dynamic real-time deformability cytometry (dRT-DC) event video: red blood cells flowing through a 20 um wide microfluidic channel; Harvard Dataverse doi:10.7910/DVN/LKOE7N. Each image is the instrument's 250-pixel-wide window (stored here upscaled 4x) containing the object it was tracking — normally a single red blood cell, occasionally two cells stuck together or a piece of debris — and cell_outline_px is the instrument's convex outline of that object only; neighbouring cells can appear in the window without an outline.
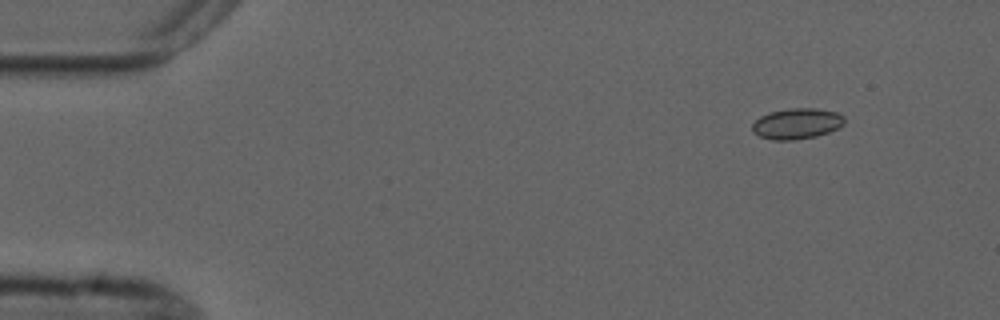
{"species": "common noctule bat (a hibernating species)", "species_latin": "Nyctalus noctula", "temperature_condition": "cold", "stored_images_in_passage": 4, "camera_frame_rate_fps": 3000, "um_per_image_px": 0.085, "animal": {"sex": "male", "forearm_length_mm": 52.5}, "frame": {"image": 1, "passage_image": 1, "time_ms": 0.0, "image_size_px": [1000, 320], "cell_outline_px": [[844, 124], [840, 128], [816, 136], [792, 140], [772, 140], [760, 136], [752, 132], [752, 124], [760, 116], [768, 112], [788, 108], [816, 108], [836, 112], [844, 116]], "centroid_in_image_um": [67.72, 10.5], "position_along_channel_um": 17.3, "area_um2": 16.65}}
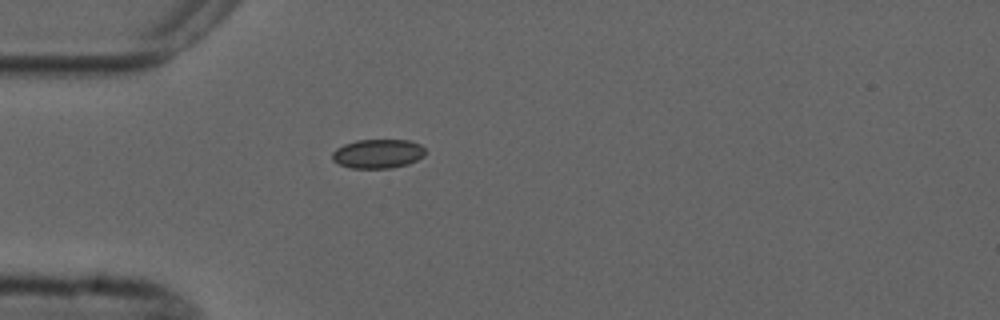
{"frame": {"image": 2, "passage_image": 4, "time_ms": 3.333, "image_size_px": [1000, 320], "cell_outline_px": [[424, 156], [408, 164], [392, 168], [352, 168], [340, 164], [332, 160], [332, 152], [336, 148], [344, 144], [356, 140], [408, 140], [420, 144], [424, 148]], "centroid_in_image_um": [32.11, 13.06], "position_along_channel_um": 52.9, "area_um2": 15.78}}